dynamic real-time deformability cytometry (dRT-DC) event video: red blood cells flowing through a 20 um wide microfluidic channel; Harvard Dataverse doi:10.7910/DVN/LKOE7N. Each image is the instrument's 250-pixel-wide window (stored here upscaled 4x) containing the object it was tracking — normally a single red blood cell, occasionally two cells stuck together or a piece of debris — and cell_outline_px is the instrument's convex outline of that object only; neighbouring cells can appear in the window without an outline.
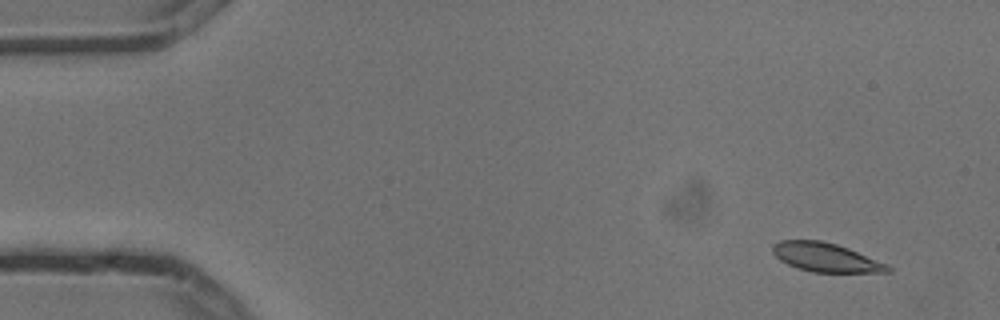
{"species": "common noctule bat (a hibernating species)", "species_latin": "Nyctalus noctula", "temperature_condition": "cold", "stored_images_in_passage": 15, "camera_frame_rate_fps": 3000, "um_per_image_px": 0.085, "animal": {"sex": "male", "body_mass_g": 13.3}, "frame": {"image": 1, "passage_image": 1, "time_ms": 0.0, "image_size_px": [1000, 320], "cell_outline_px": [[892, 272], [812, 272], [796, 268], [780, 260], [772, 252], [772, 244], [780, 240], [820, 240], [836, 244], [848, 248], [888, 264], [892, 268]], "centroid_in_image_um": [70.18, 21.88], "position_along_channel_um": 14.8, "area_um2": 19.42}}
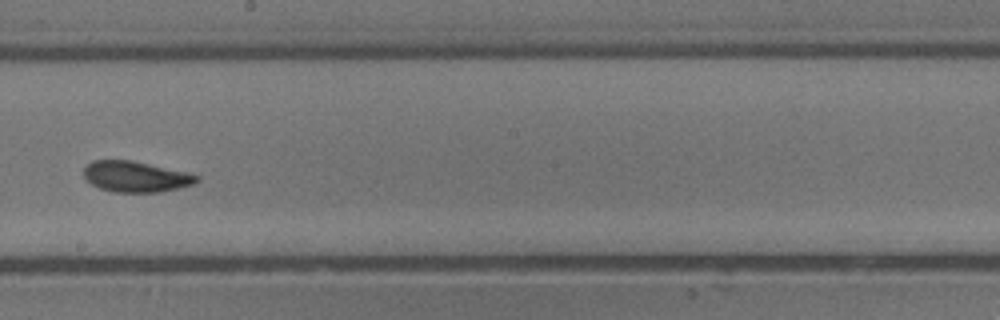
{"frame": {"image": 2, "passage_image": 8, "time_ms": 2.333, "image_size_px": [1000, 320], "cell_outline_px": [[200, 180], [192, 184], [160, 192], [116, 192], [100, 188], [92, 184], [84, 176], [84, 168], [92, 160], [132, 160], [188, 172], [200, 176]], "centroid_in_image_um": [11.55, 15.0], "position_along_channel_um": 236.6, "area_um2": 20.17}}
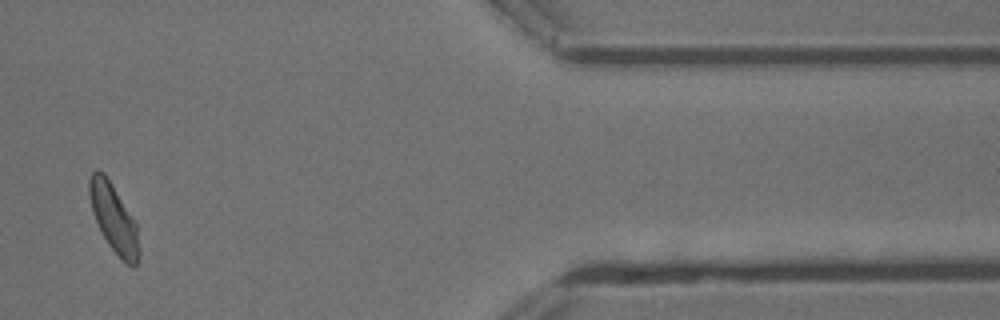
{"frame": {"image": 3, "passage_image": 12, "time_ms": 3.667, "image_size_px": [1000, 320], "cell_outline_px": [[140, 252], [136, 268], [132, 268], [108, 244], [92, 212], [88, 196], [88, 180], [92, 172], [96, 168], [104, 172], [136, 224], [140, 248]], "centroid_in_image_um": [9.65, 18.54], "position_along_channel_um": 401.7, "area_um2": 19.48}}